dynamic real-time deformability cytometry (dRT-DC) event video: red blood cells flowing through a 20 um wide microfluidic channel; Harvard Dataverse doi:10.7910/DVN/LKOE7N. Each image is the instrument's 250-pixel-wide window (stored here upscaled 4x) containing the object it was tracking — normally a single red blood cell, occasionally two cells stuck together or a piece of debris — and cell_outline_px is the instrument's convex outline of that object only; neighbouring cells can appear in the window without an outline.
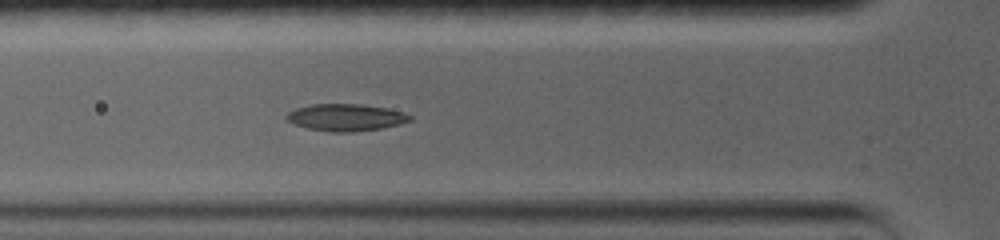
{"species": "common noctule bat (a hibernating species)", "species_latin": "Nyctalus noctula", "temperature_condition": "warm", "stored_images_in_passage": 26, "camera_frame_rate_fps": 5000, "um_per_image_px": 0.085, "animal": {"sex": "female", "body_mass_g": 19.0, "forearm_length_mm": 56.7}, "frame": {"image": 1, "passage_image": 8, "time_ms": 4.6, "image_size_px": [1000, 240], "cell_outline_px": [[412, 120], [400, 124], [380, 128], [352, 132], [332, 132], [308, 128], [284, 120], [284, 116], [288, 112], [296, 108], [312, 104], [360, 104], [384, 108], [404, 112], [412, 116]], "centroid_in_image_um": [29.37, 9.98], "position_along_channel_um": 96.4, "area_um2": 19.36}}
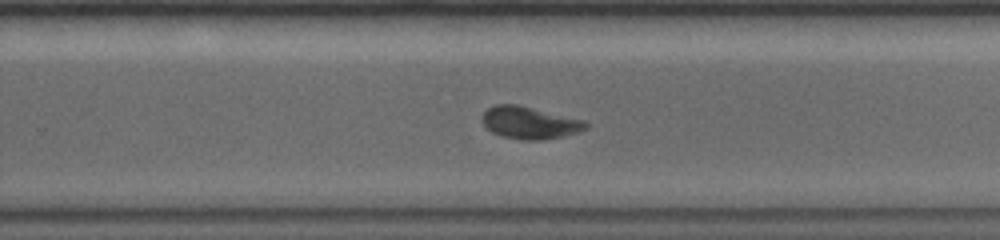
{"frame": {"image": 2, "passage_image": 16, "time_ms": 9.8, "image_size_px": [1000, 240], "cell_outline_px": [[588, 128], [564, 136], [540, 140], [520, 140], [500, 136], [492, 132], [480, 120], [480, 116], [488, 108], [496, 104], [516, 104], [584, 120], [588, 124]], "centroid_in_image_um": [44.98, 10.44], "position_along_channel_um": 284.8, "area_um2": 19.48}}
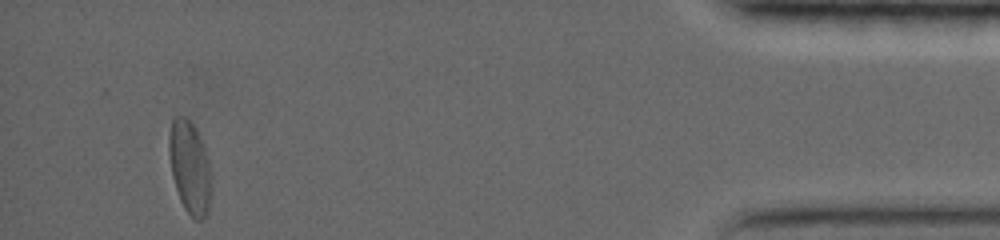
{"frame": {"image": 3, "passage_image": 26, "time_ms": 15.8, "image_size_px": [1000, 240], "cell_outline_px": [[212, 188], [208, 212], [200, 220], [196, 220], [184, 208], [180, 200], [172, 176], [168, 152], [168, 136], [172, 120], [176, 116], [184, 116], [196, 128], [204, 144], [212, 176]], "centroid_in_image_um": [16.14, 14.21], "position_along_channel_um": 419.1, "area_um2": 23.18}, "authors_computed_cell_mechanics": {"area_um2": 19.8543, "velocity_mm_per_s": 3.629, "shape_relaxation_time_tau1_ms": 6.5427, "shape_relaxation_time_tau2_ms": 3.523, "deformation_change_tau1": 0.1799, "deformation_change_tau2": 0.081}}